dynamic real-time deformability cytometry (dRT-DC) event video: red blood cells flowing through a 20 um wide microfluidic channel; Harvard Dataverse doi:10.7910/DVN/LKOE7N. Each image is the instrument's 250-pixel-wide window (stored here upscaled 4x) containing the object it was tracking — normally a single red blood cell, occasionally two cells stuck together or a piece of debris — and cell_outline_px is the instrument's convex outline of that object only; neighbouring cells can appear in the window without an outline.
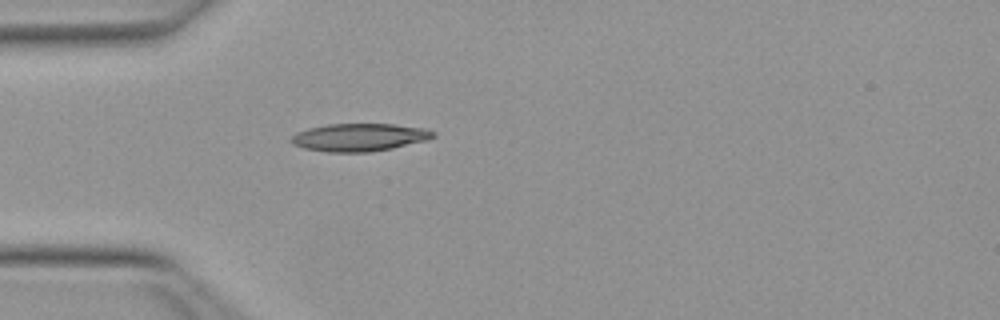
{"species": "Egyptian fruit bat (a non-hibernating species)", "species_latin": "Rousettus aegyptiacus", "temperature_condition": "warm", "stored_images_in_passage": 37, "camera_frame_rate_fps": 3000, "um_per_image_px": 0.085, "animal": {"sex": "female"}, "frame": {"image": 1, "passage_image": 1, "time_ms": 0.0, "image_size_px": [1000, 320], "cell_outline_px": [[436, 136], [428, 140], [392, 148], [372, 152], [328, 152], [304, 148], [292, 144], [288, 140], [296, 132], [308, 128], [328, 124], [392, 124], [424, 128], [436, 132]], "centroid_in_image_um": [30.54, 11.67], "position_along_channel_um": 54.5, "area_um2": 23.12}}
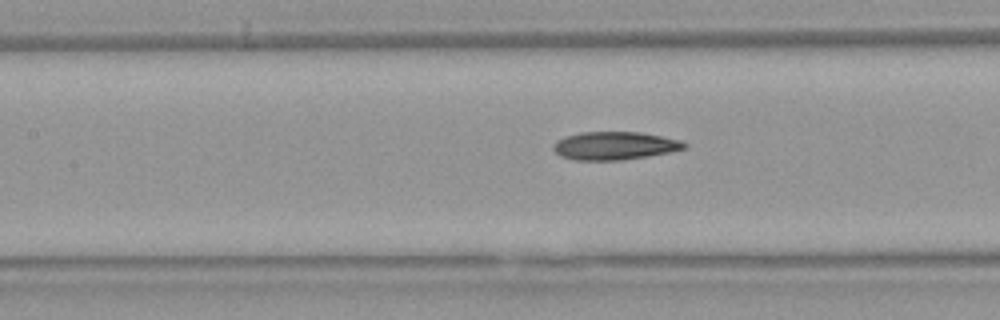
{"frame": {"image": 2, "passage_image": 9, "time_ms": 2.667, "image_size_px": [1000, 320], "cell_outline_px": [[688, 148], [648, 156], [624, 160], [576, 160], [560, 156], [552, 148], [552, 144], [556, 140], [580, 132], [640, 132], [680, 140], [688, 144]], "centroid_in_image_um": [52.24, 12.39], "position_along_channel_um": 155.2, "area_um2": 21.44}}
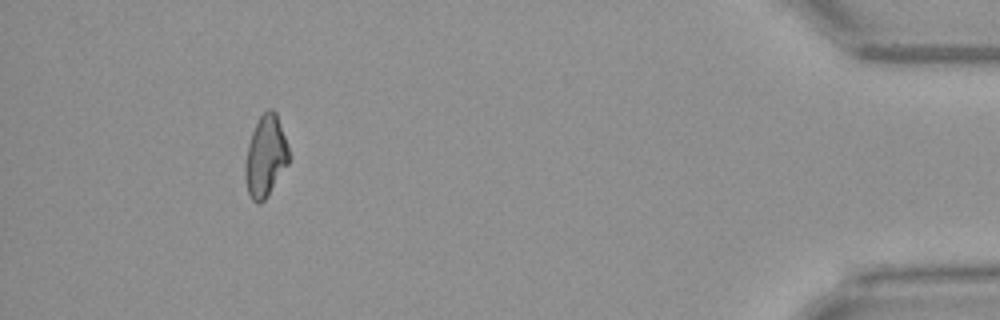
{"frame": {"image": 3, "passage_image": 33, "time_ms": 10.667, "image_size_px": [1000, 320], "cell_outline_px": [[292, 156], [288, 164], [264, 200], [260, 204], [252, 200], [248, 192], [244, 176], [244, 164], [248, 144], [252, 132], [260, 116], [268, 108], [272, 108], [276, 112], [288, 144]], "centroid_in_image_um": [22.58, 13.26], "position_along_channel_um": 412.6, "area_um2": 20.87}, "authors_computed_cell_mechanics": {"area_um2": 21.1548, "velocity_mm_per_s": 4.025, "shape_relaxation_time_tau1_ms": null, "shape_relaxation_time_tau2_ms": 7.2393, "deformation_change_tau1": null, "deformation_change_tau2": 0.1806}}